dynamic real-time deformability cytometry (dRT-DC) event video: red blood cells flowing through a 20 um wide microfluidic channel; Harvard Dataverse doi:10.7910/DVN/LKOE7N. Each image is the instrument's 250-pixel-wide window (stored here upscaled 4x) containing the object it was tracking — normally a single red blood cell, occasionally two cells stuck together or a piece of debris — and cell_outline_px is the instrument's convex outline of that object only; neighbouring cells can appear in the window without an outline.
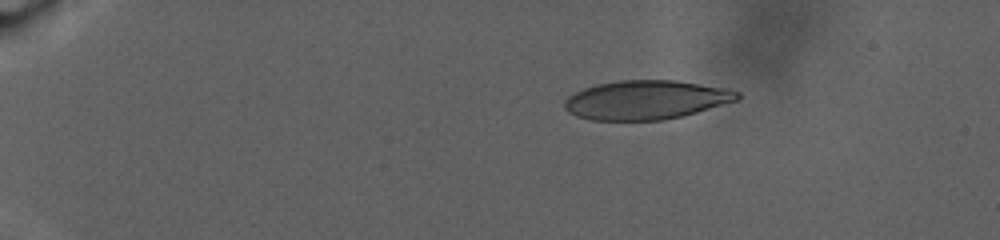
{"species": "human", "species_latin": "Homo sapiens", "temperature_condition": "warm", "stored_images_in_passage": 73, "camera_frame_rate_fps": 3000, "um_per_image_px": 0.085, "donor": {"sex": "male"}, "frame": {"image": 1, "passage_image": 1, "time_ms": 0.0, "image_size_px": [1000, 240], "cell_outline_px": [[740, 96], [736, 100], [696, 112], [680, 116], [660, 120], [592, 120], [576, 116], [568, 112], [564, 108], [564, 100], [568, 96], [584, 88], [596, 84], [620, 80], [676, 80], [728, 88], [740, 92]], "centroid_in_image_um": [54.88, 8.48], "position_along_channel_um": 30.1, "area_um2": 39.19}}
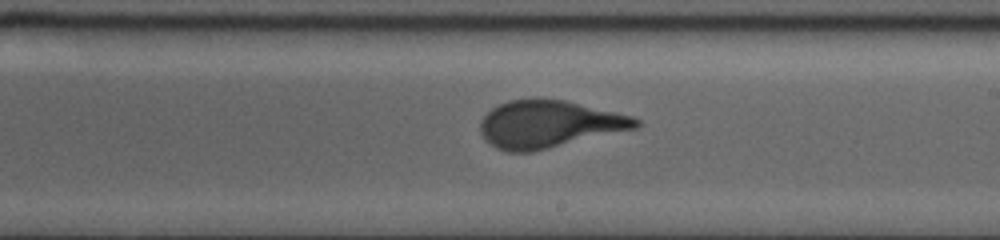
{"frame": {"image": 2, "passage_image": 41, "time_ms": 13.333, "image_size_px": [1000, 240], "cell_outline_px": [[640, 124], [636, 128], [532, 152], [504, 152], [496, 148], [484, 140], [480, 132], [480, 120], [492, 108], [508, 100], [536, 96], [564, 100], [632, 116], [640, 120]], "centroid_in_image_um": [46.59, 10.54], "position_along_channel_um": 242.4, "area_um2": 43.23}}
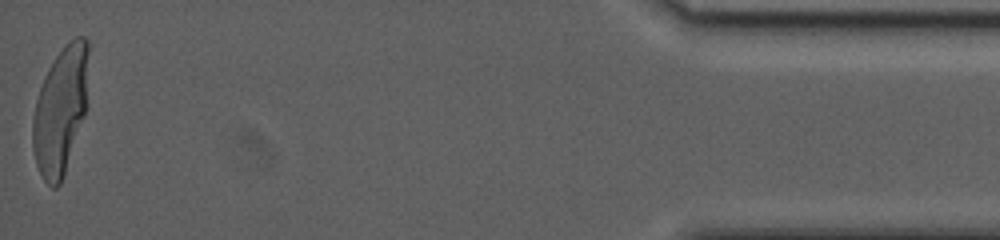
{"frame": {"image": 3, "passage_image": 73, "time_ms": 24.0, "image_size_px": [1000, 240], "cell_outline_px": [[88, 108], [60, 184], [56, 188], [52, 188], [44, 180], [36, 164], [32, 148], [32, 120], [36, 100], [44, 76], [48, 68], [56, 56], [76, 36], [84, 36], [88, 40]], "centroid_in_image_um": [5.16, 9.38], "position_along_channel_um": 430.0, "area_um2": 41.67}, "authors_computed_cell_mechanics": {"area_um2": 42.2518, "velocity_mm_per_s": 2.4316, "shape_relaxation_time_tau1_ms": 10.6305, "shape_relaxation_time_tau2_ms": null, "deformation_change_tau1": 0.3044, "deformation_change_tau2": null}}